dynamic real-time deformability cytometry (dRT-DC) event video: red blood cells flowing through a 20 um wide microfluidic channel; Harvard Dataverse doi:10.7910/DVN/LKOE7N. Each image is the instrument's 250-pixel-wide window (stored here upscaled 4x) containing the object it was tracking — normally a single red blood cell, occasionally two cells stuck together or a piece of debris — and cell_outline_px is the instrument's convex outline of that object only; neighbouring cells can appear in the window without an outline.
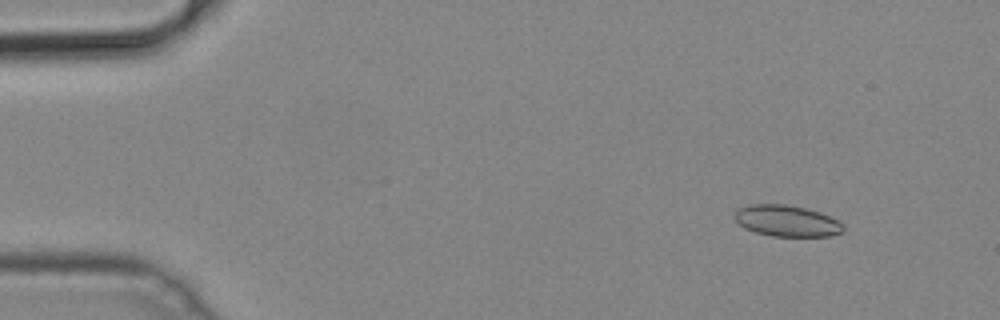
{"species": "common noctule bat (a hibernating species)", "species_latin": "Nyctalus noctula", "temperature_condition": "cold", "stored_images_in_passage": 50, "camera_frame_rate_fps": 3000, "um_per_image_px": 0.085, "animal": {"sex": "male", "body_mass_g": 19.2, "forearm_length_mm": 51.8}, "frame": {"image": 1, "passage_image": 6, "time_ms": 1.667, "image_size_px": [1000, 320], "cell_outline_px": [[844, 232], [832, 236], [772, 236], [756, 232], [744, 228], [732, 216], [740, 208], [748, 204], [784, 204], [804, 208], [820, 212], [844, 224]], "centroid_in_image_um": [66.88, 18.78], "position_along_channel_um": 18.1, "area_um2": 19.77}}
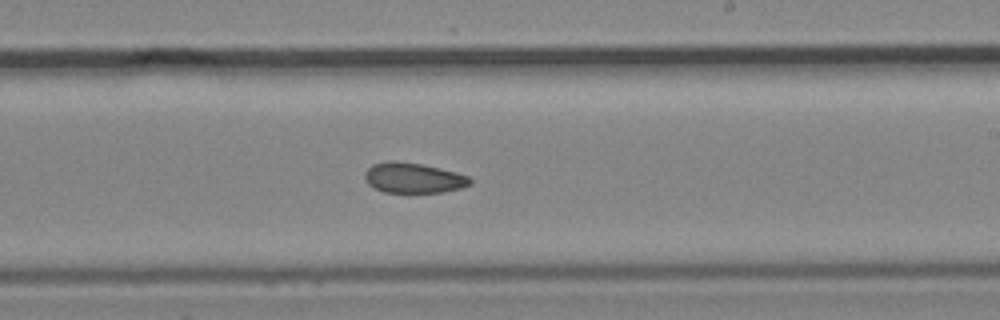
{"frame": {"image": 2, "passage_image": 31, "time_ms": 10.0, "image_size_px": [1000, 320], "cell_outline_px": [[472, 184], [460, 188], [444, 192], [384, 192], [368, 184], [364, 176], [364, 172], [372, 164], [388, 160], [396, 160], [420, 164], [440, 168], [456, 172], [468, 176], [472, 180]], "centroid_in_image_um": [35.13, 15.11], "position_along_channel_um": 253.9, "area_um2": 18.61}}
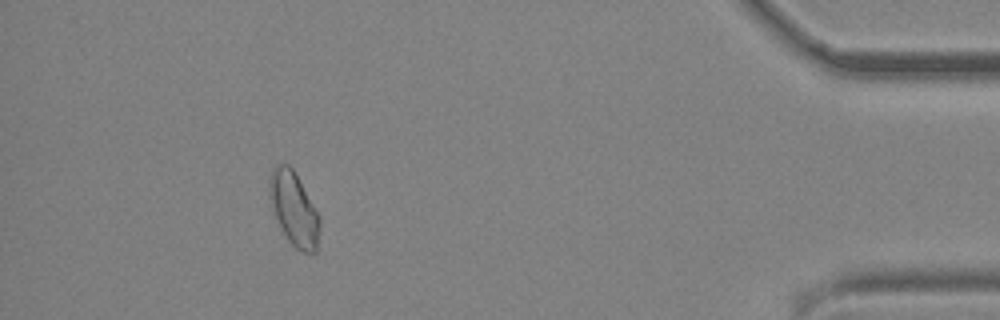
{"frame": {"image": 3, "passage_image": 47, "time_ms": 15.333, "image_size_px": [1000, 320], "cell_outline_px": [[320, 224], [316, 252], [304, 252], [296, 248], [288, 240], [272, 212], [268, 196], [268, 176], [272, 168], [276, 164], [288, 164], [292, 168], [320, 216]], "centroid_in_image_um": [24.94, 17.72], "position_along_channel_um": 410.3, "area_um2": 21.68}}